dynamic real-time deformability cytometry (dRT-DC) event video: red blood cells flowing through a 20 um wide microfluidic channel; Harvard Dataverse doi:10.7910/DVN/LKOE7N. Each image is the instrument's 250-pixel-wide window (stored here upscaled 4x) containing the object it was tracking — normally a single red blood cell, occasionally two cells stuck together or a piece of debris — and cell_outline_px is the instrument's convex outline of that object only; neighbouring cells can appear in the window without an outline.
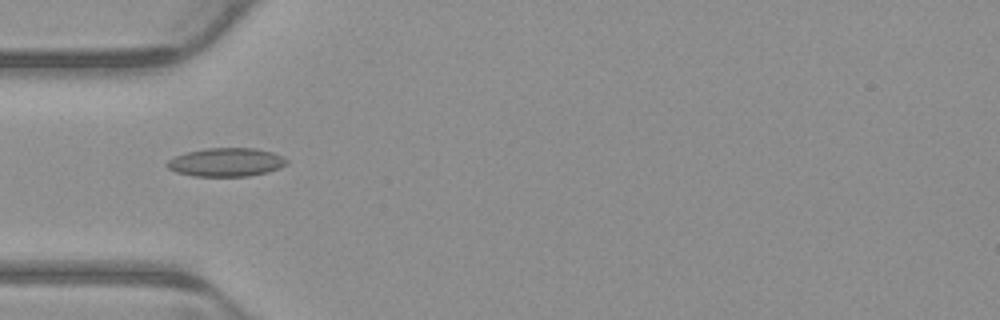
{"species": "common noctule bat (a hibernating species)", "species_latin": "Nyctalus noctula", "temperature_condition": "warm", "stored_images_in_passage": 3, "camera_frame_rate_fps": 3000, "um_per_image_px": 0.085, "animal": {"sex": "male", "body_mass_g": 23.1, "forearm_length_mm": 52.7}, "frame": {"image": 1, "passage_image": 1, "time_ms": 0.0, "image_size_px": [1000, 320], "cell_outline_px": [[288, 164], [280, 168], [268, 172], [248, 176], [196, 176], [176, 172], [168, 168], [164, 164], [168, 160], [176, 156], [188, 152], [204, 148], [256, 148], [272, 152], [288, 160]], "centroid_in_image_um": [19.23, 13.79], "position_along_channel_um": 65.8, "area_um2": 19.88}}
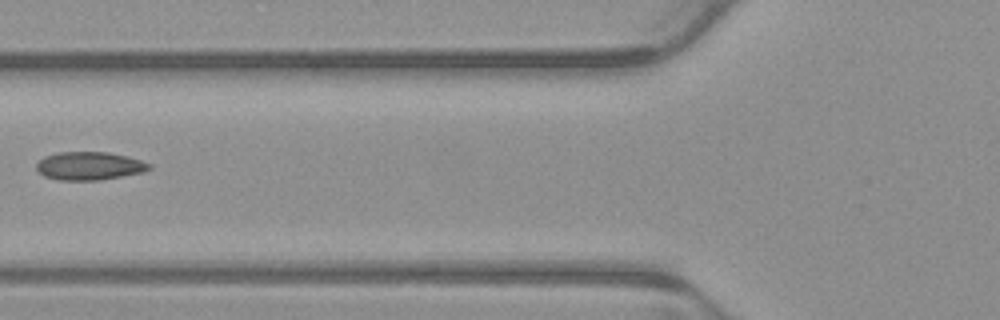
{"frame": {"image": 2, "passage_image": 2, "time_ms": 0.333, "image_size_px": [1000, 320], "cell_outline_px": [[152, 168], [144, 172], [100, 180], [60, 180], [44, 176], [36, 168], [36, 164], [44, 156], [60, 152], [108, 152], [128, 156], [152, 164]], "centroid_in_image_um": [7.63, 14.1], "position_along_channel_um": 118.2, "area_um2": 18.55}}
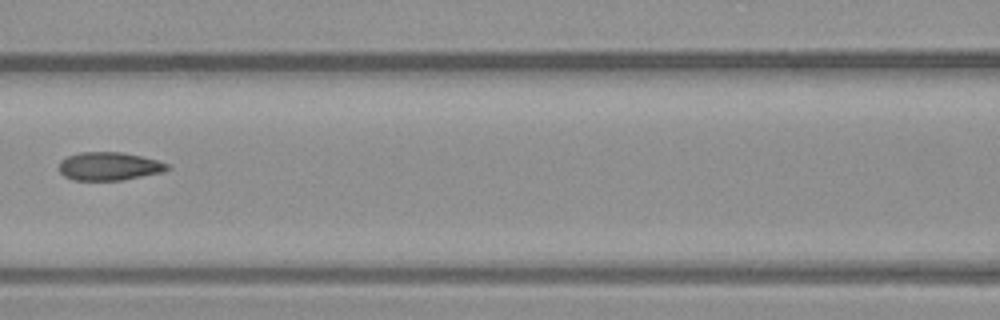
{"frame": {"image": 3, "passage_image": 3, "time_ms": 0.667, "image_size_px": [1000, 320], "cell_outline_px": [[172, 168], [164, 172], [124, 180], [72, 180], [64, 176], [60, 172], [60, 160], [68, 156], [80, 152], [120, 152], [140, 156], [156, 160], [168, 164]], "centroid_in_image_um": [9.29, 14.14], "position_along_channel_um": 157.3, "area_um2": 17.86}}